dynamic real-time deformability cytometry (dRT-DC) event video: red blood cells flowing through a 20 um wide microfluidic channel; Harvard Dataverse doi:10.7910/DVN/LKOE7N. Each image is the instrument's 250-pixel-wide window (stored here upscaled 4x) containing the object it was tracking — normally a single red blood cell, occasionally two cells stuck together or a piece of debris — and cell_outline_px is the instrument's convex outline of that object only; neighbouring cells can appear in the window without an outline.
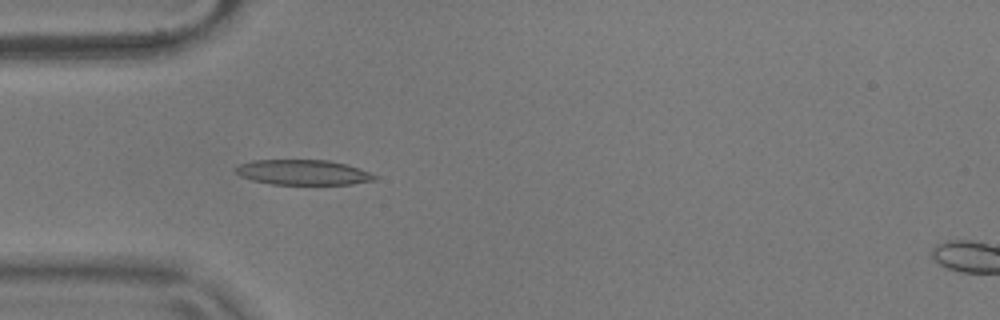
{"species": "common noctule bat (a hibernating species)", "species_latin": "Nyctalus noctula", "temperature_condition": "warm", "stored_images_in_passage": 54, "camera_frame_rate_fps": 3000, "um_per_image_px": 0.085, "animal": {"sex": "male", "body_mass_g": 17.9}, "frame": {"image": 1, "passage_image": 16, "time_ms": 5.0, "image_size_px": [1000, 320], "cell_outline_px": [[380, 176], [376, 180], [352, 184], [272, 184], [252, 180], [240, 176], [232, 168], [240, 164], [252, 160], [328, 160], [360, 168]], "centroid_in_image_um": [25.77, 14.65], "position_along_channel_um": 59.2, "area_um2": 20.46}}
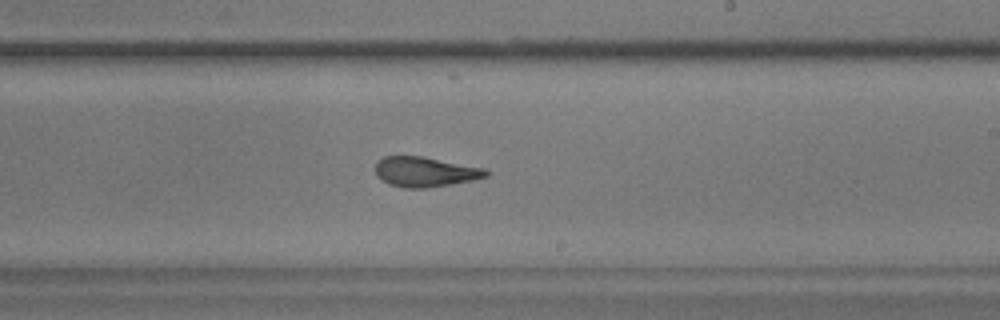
{"frame": {"image": 2, "passage_image": 32, "time_ms": 10.333, "image_size_px": [1000, 320], "cell_outline_px": [[488, 176], [472, 180], [424, 188], [404, 188], [388, 184], [380, 180], [376, 176], [376, 164], [384, 156], [420, 156], [484, 168], [488, 172]], "centroid_in_image_um": [36.08, 14.61], "position_along_channel_um": 252.9, "area_um2": 19.07}}
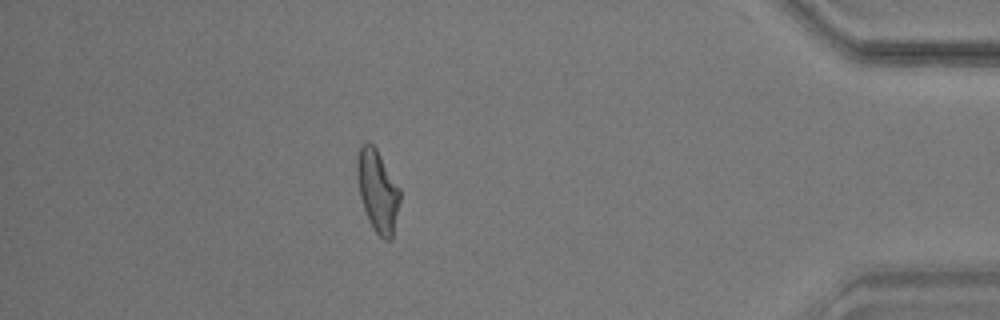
{"frame": {"image": 3, "passage_image": 48, "time_ms": 15.667, "image_size_px": [1000, 320], "cell_outline_px": [[400, 200], [392, 240], [384, 240], [376, 232], [368, 220], [360, 196], [356, 176], [356, 160], [360, 148], [368, 140], [376, 148], [400, 188]], "centroid_in_image_um": [32.09, 16.22], "position_along_channel_um": 403.1, "area_um2": 20.46}, "authors_computed_cell_mechanics": {"area_um2": 19.8832, "velocity_mm_per_s": 3.6633, "shape_relaxation_time_tau1_ms": 5.1994, "shape_relaxation_time_tau2_ms": 2.1161, "deformation_change_tau1": 0.1836, "deformation_change_tau2": 0.1051}}